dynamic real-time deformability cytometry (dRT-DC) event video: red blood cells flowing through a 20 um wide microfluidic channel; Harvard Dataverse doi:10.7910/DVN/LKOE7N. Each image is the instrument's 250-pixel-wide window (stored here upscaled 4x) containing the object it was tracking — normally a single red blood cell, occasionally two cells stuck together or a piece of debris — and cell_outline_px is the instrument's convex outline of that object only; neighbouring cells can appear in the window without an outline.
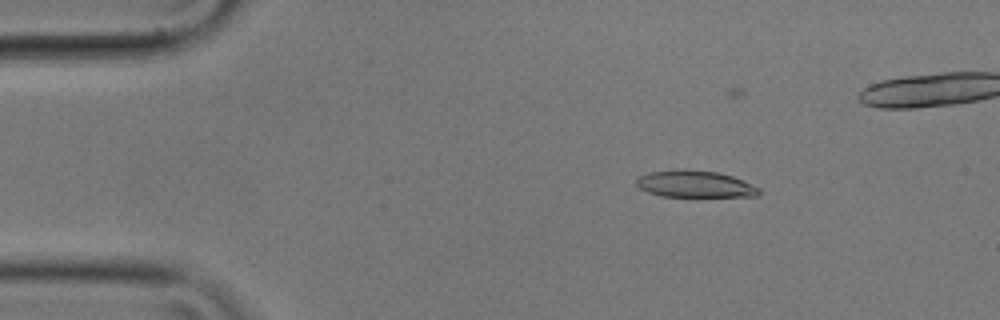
{"species": "common noctule bat (a hibernating species)", "species_latin": "Nyctalus noctula", "temperature_condition": "cold", "stored_images_in_passage": 11, "camera_frame_rate_fps": 3000, "um_per_image_px": 0.085, "animal": {"sex": "male", "body_mass_g": 17.9}, "frame": {"image": 1, "passage_image": 1, "time_ms": 0.0, "image_size_px": [1000, 320], "cell_outline_px": [[760, 192], [756, 196], [660, 196], [648, 192], [640, 188], [636, 184], [636, 180], [640, 176], [648, 172], [684, 168], [716, 172], [732, 176], [760, 188]], "centroid_in_image_um": [59.03, 15.63], "position_along_channel_um": 26.0, "area_um2": 19.07}}
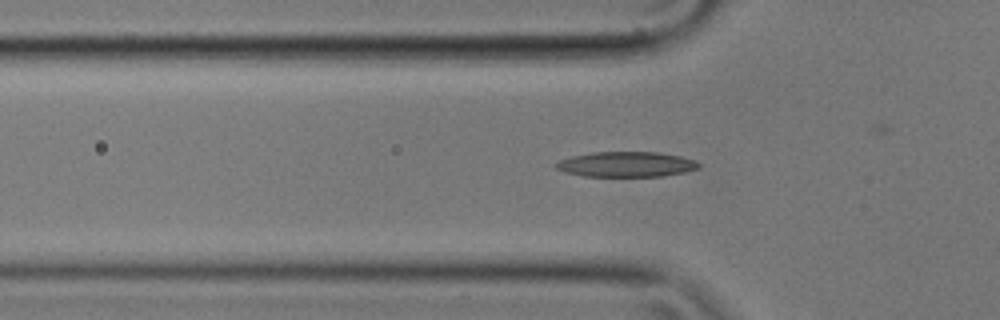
{"frame": {"image": 2, "passage_image": 10, "time_ms": 3.0, "image_size_px": [1000, 320], "cell_outline_px": [[700, 168], [684, 172], [664, 176], [584, 176], [564, 172], [556, 168], [552, 164], [560, 160], [572, 156], [592, 152], [656, 152], [680, 156], [696, 160], [700, 164]], "centroid_in_image_um": [53.23, 13.96], "position_along_channel_um": 72.6, "area_um2": 21.04}}